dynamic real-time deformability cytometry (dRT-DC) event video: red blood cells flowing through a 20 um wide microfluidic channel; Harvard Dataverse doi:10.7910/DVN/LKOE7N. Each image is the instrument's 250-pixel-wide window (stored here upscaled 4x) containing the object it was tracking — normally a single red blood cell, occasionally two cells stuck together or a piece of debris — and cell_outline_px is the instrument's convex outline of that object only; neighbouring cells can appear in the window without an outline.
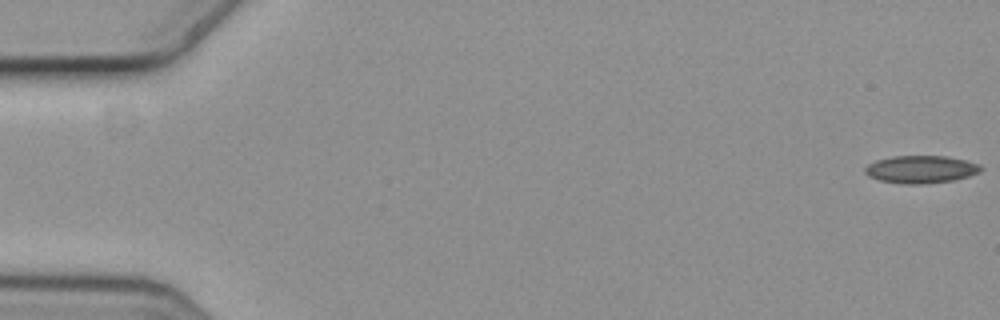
{"species": "common noctule bat (a hibernating species)", "species_latin": "Nyctalus noctula", "temperature_condition": "cold", "stored_images_in_passage": 4, "camera_frame_rate_fps": 3000, "um_per_image_px": 0.085, "animal": {"sex": "female", "body_mass_g": 19.3, "forearm_length_mm": 54.1}, "frame": {"image": 1, "passage_image": 1, "time_ms": 0.0, "image_size_px": [1000, 320], "cell_outline_px": [[984, 168], [980, 172], [968, 176], [952, 180], [920, 184], [904, 184], [880, 180], [868, 176], [864, 172], [864, 168], [868, 164], [876, 160], [892, 156], [944, 156], [964, 160], [980, 164]], "centroid_in_image_um": [78.26, 14.39], "position_along_channel_um": 6.7, "area_um2": 18.55}}